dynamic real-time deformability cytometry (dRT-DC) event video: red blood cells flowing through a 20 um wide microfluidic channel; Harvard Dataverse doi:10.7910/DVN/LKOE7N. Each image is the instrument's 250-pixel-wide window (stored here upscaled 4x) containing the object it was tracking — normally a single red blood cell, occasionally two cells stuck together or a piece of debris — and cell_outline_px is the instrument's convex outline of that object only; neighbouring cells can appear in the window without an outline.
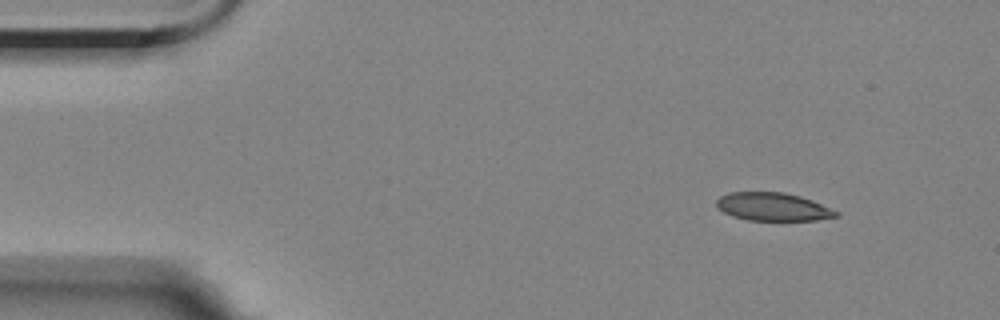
{"species": "Egyptian fruit bat (a non-hibernating species)", "species_latin": "Rousettus aegyptiacus", "temperature_condition": "room temperature", "stored_images_in_passage": 3, "camera_frame_rate_fps": 3000, "um_per_image_px": 0.085, "animal": {"sex": "female"}, "frame": {"image": 1, "passage_image": 1, "time_ms": 0.0, "image_size_px": [1000, 320], "cell_outline_px": [[840, 216], [816, 220], [748, 220], [732, 216], [716, 208], [716, 200], [720, 196], [728, 192], [784, 192], [800, 196], [812, 200], [840, 212]], "centroid_in_image_um": [65.69, 17.57], "position_along_channel_um": 19.3, "area_um2": 19.71}}
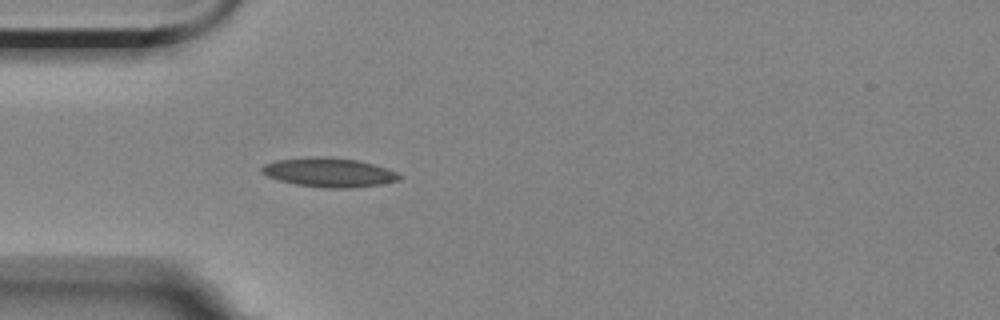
{"frame": {"image": 2, "passage_image": 3, "time_ms": 3.333, "image_size_px": [1000, 320], "cell_outline_px": [[400, 180], [380, 184], [352, 188], [324, 188], [296, 184], [280, 180], [268, 176], [260, 172], [260, 168], [264, 164], [276, 160], [316, 156], [328, 156], [356, 160], [372, 164], [396, 172], [400, 176]], "centroid_in_image_um": [27.93, 14.65], "position_along_channel_um": 57.1, "area_um2": 23.24}}